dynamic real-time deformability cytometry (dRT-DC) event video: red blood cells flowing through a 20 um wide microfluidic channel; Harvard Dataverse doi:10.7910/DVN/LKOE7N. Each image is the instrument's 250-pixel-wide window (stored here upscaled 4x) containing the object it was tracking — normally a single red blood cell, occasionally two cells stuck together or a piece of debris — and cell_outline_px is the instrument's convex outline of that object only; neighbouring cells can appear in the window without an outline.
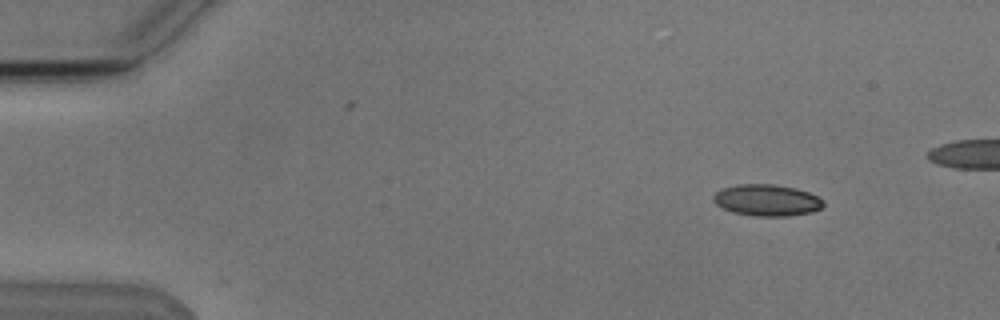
{"species": "Egyptian fruit bat (a non-hibernating species)", "species_latin": "Rousettus aegyptiacus", "temperature_condition": "cold", "stored_images_in_passage": 6, "camera_frame_rate_fps": 3000, "um_per_image_px": 0.085, "animal": {"sex": "male"}, "frame": {"image": 1, "passage_image": 1, "time_ms": 0.0, "image_size_px": [1000, 320], "cell_outline_px": [[824, 204], [820, 208], [812, 212], [788, 216], [756, 216], [732, 212], [716, 204], [712, 200], [712, 196], [716, 192], [724, 188], [740, 184], [772, 184], [796, 188], [808, 192], [824, 200]], "centroid_in_image_um": [65.18, 17.02], "position_along_channel_um": 19.8, "area_um2": 20.11}}
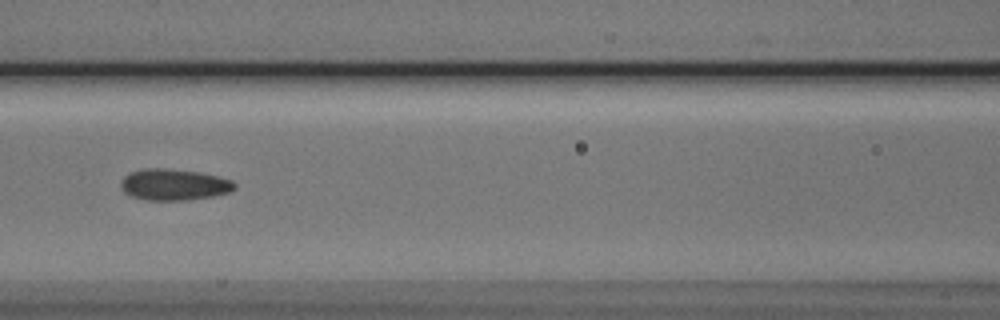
{"frame": {"image": 2, "passage_image": 6, "time_ms": 6.0, "image_size_px": [1000, 320], "cell_outline_px": [[236, 188], [228, 192], [212, 196], [188, 200], [148, 200], [132, 196], [124, 192], [120, 184], [124, 176], [132, 172], [144, 168], [164, 168], [200, 172], [232, 180], [236, 184]], "centroid_in_image_um": [14.79, 15.69], "position_along_channel_um": 151.8, "area_um2": 20.63}}